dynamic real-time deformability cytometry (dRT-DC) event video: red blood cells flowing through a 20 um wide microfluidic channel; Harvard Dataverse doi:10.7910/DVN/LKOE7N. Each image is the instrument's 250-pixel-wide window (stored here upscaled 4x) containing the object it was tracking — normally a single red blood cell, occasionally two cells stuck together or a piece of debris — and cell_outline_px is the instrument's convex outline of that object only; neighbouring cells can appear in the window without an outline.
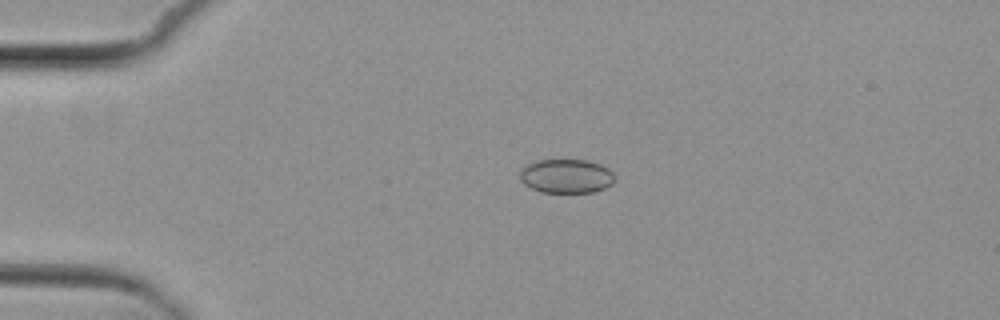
{"species": "common noctule bat (a hibernating species)", "species_latin": "Nyctalus noctula", "temperature_condition": "cold", "stored_images_in_passage": 4, "camera_frame_rate_fps": 3000, "um_per_image_px": 0.085, "animal": {"sex": "female", "body_mass_g": 29.2, "forearm_length_mm": 56.3}, "frame": {"image": 1, "passage_image": 3, "time_ms": 2.333, "image_size_px": [1000, 320], "cell_outline_px": [[616, 176], [612, 184], [604, 188], [592, 192], [540, 192], [524, 184], [520, 180], [520, 172], [528, 164], [536, 160], [588, 160], [600, 164], [608, 168]], "centroid_in_image_um": [48.15, 14.97], "position_along_channel_um": 36.8, "area_um2": 18.79}}